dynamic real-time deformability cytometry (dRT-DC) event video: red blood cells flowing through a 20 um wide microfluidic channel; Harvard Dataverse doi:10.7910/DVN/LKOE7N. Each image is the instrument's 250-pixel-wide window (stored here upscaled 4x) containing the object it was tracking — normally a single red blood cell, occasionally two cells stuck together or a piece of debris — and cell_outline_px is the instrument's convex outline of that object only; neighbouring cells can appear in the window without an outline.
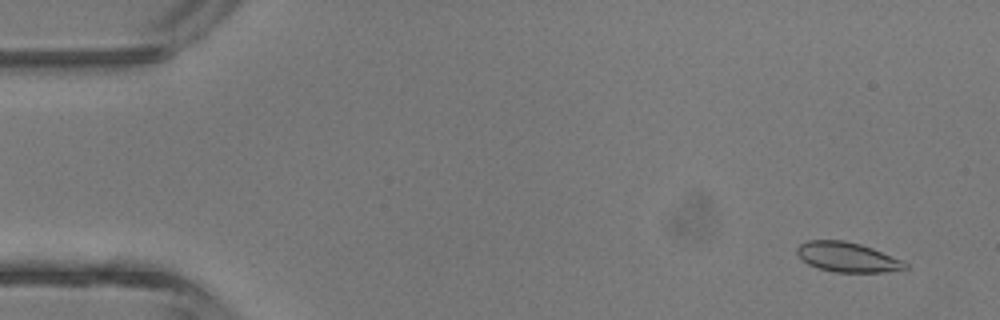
{"species": "common noctule bat (a hibernating species)", "species_latin": "Nyctalus noctula", "temperature_condition": "room temperature", "stored_images_in_passage": 4, "camera_frame_rate_fps": 3000, "um_per_image_px": 0.085, "animal": {"sex": "male", "body_mass_g": 13.3}, "frame": {"image": 1, "passage_image": 1, "time_ms": 0.0, "image_size_px": [1000, 320], "cell_outline_px": [[908, 268], [884, 272], [832, 272], [808, 264], [796, 252], [796, 248], [800, 244], [808, 240], [844, 240], [860, 244], [872, 248], [900, 260], [908, 264]], "centroid_in_image_um": [72.0, 21.85], "position_along_channel_um": 13.0, "area_um2": 18.5}}